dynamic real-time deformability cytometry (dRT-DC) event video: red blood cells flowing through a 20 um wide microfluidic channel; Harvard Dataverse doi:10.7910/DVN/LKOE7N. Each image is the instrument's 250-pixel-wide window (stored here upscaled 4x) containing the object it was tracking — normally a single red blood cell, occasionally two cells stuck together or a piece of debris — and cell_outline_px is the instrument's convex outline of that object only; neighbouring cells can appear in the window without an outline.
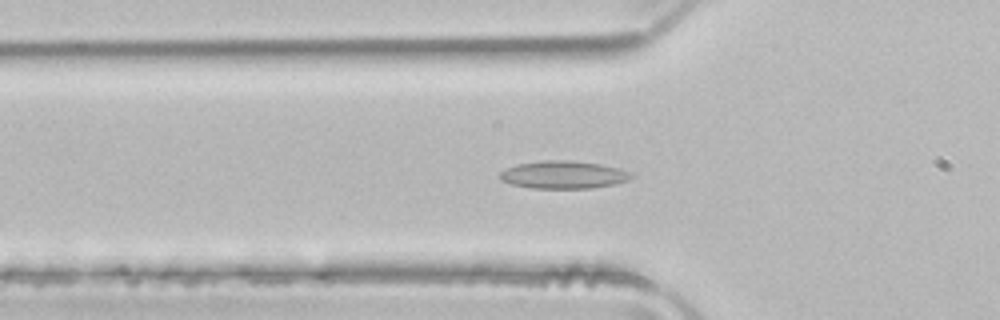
{"species": "common noctule bat (a hibernating species)", "species_latin": "Nyctalus noctula", "temperature_condition": "room temperature", "stored_images_in_passage": 36, "camera_frame_rate_fps": 3000, "um_per_image_px": 0.085, "animal": {"sex": "male", "body_mass_g": 21.5, "forearm_length_mm": 52.0}, "frame": {"image": 1, "passage_image": 2, "time_ms": 0.333, "image_size_px": [1000, 320], "cell_outline_px": [[636, 176], [628, 180], [612, 184], [592, 188], [532, 188], [512, 184], [500, 180], [496, 176], [500, 172], [516, 164], [544, 160], [564, 160], [600, 164], [620, 168], [632, 172]], "centroid_in_image_um": [47.89, 14.85], "position_along_channel_um": 77.9, "area_um2": 21.27}}
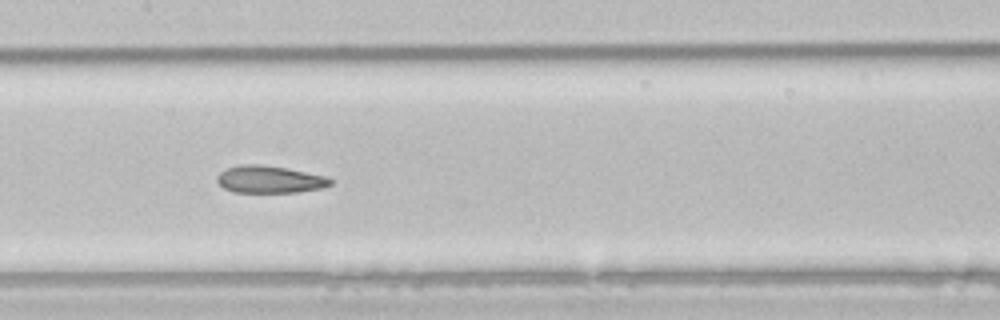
{"frame": {"image": 2, "passage_image": 10, "time_ms": 3.0, "image_size_px": [1000, 320], "cell_outline_px": [[332, 184], [324, 188], [296, 192], [232, 192], [224, 188], [216, 180], [216, 176], [220, 172], [228, 168], [240, 164], [260, 164], [284, 168], [324, 176], [332, 180]], "centroid_in_image_um": [22.88, 15.25], "position_along_channel_um": 184.5, "area_um2": 17.86}}
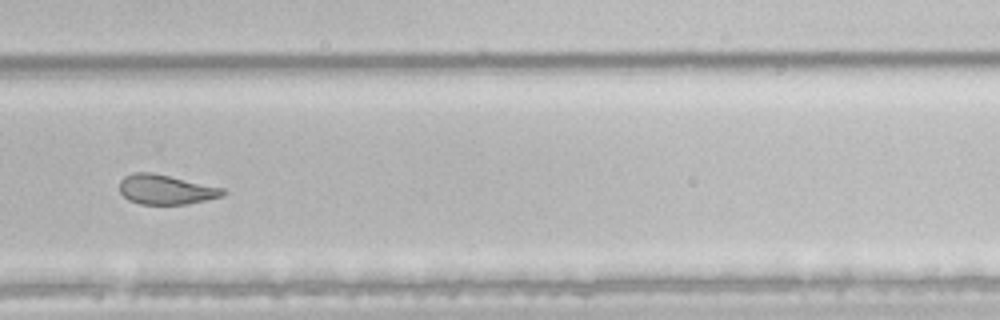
{"frame": {"image": 3, "passage_image": 20, "time_ms": 6.333, "image_size_px": [1000, 320], "cell_outline_px": [[228, 192], [224, 196], [188, 204], [140, 204], [128, 200], [120, 192], [120, 180], [124, 176], [132, 172], [152, 172], [224, 188]], "centroid_in_image_um": [14.11, 16.11], "position_along_channel_um": 315.7, "area_um2": 18.03}, "authors_computed_cell_mechanics": {"area_um2": 18.8717, "velocity_mm_per_s": 3.9551, "shape_relaxation_time_tau1_ms": null, "shape_relaxation_time_tau2_ms": 2.3474, "deformation_change_tau1": null, "deformation_change_tau2": 0.0979}}